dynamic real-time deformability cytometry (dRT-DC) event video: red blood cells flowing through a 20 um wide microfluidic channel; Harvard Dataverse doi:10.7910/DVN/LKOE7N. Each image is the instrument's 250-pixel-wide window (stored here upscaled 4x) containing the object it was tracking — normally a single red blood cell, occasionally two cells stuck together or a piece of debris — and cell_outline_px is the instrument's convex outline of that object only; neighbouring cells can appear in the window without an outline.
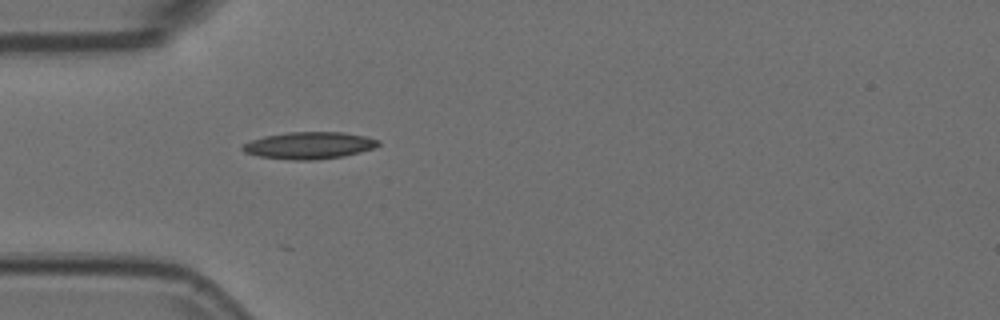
{"species": "Egyptian fruit bat (a non-hibernating species)", "species_latin": "Rousettus aegyptiacus", "temperature_condition": "room temperature", "stored_images_in_passage": 14, "camera_frame_rate_fps": 3000, "um_per_image_px": 0.085, "animal": {"sex": "female"}, "frame": {"image": 1, "passage_image": 2, "time_ms": 0.333, "image_size_px": [1000, 320], "cell_outline_px": [[380, 144], [376, 148], [344, 156], [312, 160], [292, 160], [260, 156], [244, 152], [240, 148], [244, 144], [252, 140], [264, 136], [288, 132], [344, 132], [368, 136], [380, 140]], "centroid_in_image_um": [26.33, 12.35], "position_along_channel_um": 58.7, "area_um2": 21.44}}
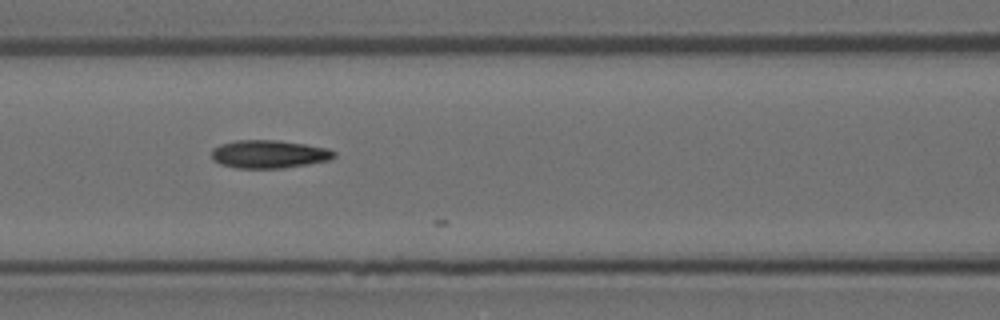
{"frame": {"image": 2, "passage_image": 9, "time_ms": 2.667, "image_size_px": [1000, 320], "cell_outline_px": [[336, 156], [328, 160], [308, 164], [284, 168], [236, 168], [220, 164], [212, 160], [212, 148], [220, 144], [236, 140], [280, 140], [328, 148], [336, 152]], "centroid_in_image_um": [22.85, 13.1], "position_along_channel_um": 143.8, "area_um2": 20.17}}
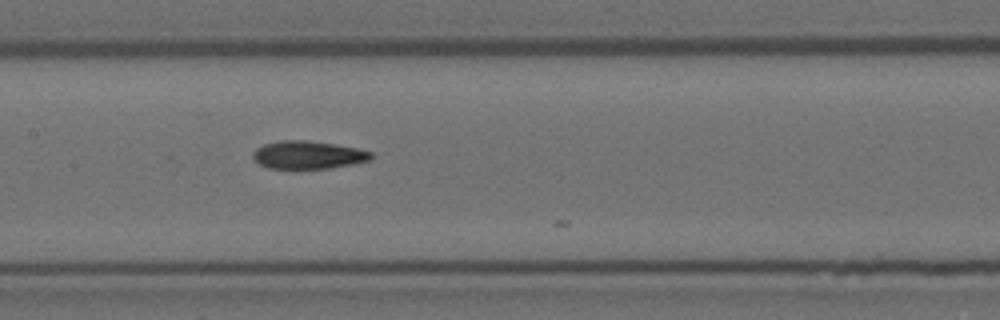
{"frame": {"image": 3, "passage_image": 12, "time_ms": 3.667, "image_size_px": [1000, 320], "cell_outline_px": [[372, 156], [368, 160], [352, 164], [328, 168], [268, 168], [260, 164], [252, 156], [252, 152], [256, 148], [264, 144], [280, 140], [304, 140], [336, 144], [356, 148], [372, 152]], "centroid_in_image_um": [26.15, 13.15], "position_along_channel_um": 181.2, "area_um2": 19.02}}